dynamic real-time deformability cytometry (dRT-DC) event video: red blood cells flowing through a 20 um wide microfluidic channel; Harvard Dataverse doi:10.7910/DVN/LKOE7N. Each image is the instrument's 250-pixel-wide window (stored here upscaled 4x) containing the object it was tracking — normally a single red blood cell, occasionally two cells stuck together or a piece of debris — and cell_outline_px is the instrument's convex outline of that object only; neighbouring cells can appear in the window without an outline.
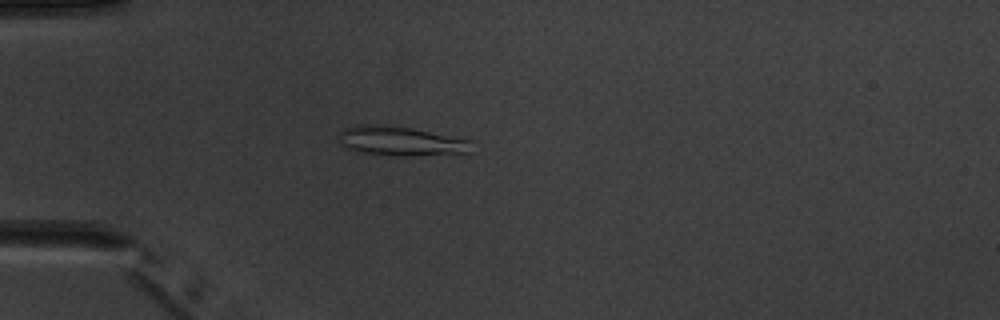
{"species": "common noctule bat (a hibernating species)", "species_latin": "Nyctalus noctula", "temperature_condition": "warm", "stored_images_in_passage": 5, "camera_frame_rate_fps": 3000, "um_per_image_px": 0.085, "animal": {"sex": "male", "body_mass_g": 20.1, "forearm_length_mm": 53.5}, "frame": {"image": 1, "passage_image": 4, "time_ms": 3.667, "image_size_px": [1000, 320], "cell_outline_px": [[476, 152], [408, 156], [388, 156], [356, 152], [340, 144], [336, 136], [336, 132], [352, 124], [372, 124], [412, 128], [472, 140]], "centroid_in_image_um": [34.03, 12.0], "position_along_channel_um": 51.0, "area_um2": 23.52}}